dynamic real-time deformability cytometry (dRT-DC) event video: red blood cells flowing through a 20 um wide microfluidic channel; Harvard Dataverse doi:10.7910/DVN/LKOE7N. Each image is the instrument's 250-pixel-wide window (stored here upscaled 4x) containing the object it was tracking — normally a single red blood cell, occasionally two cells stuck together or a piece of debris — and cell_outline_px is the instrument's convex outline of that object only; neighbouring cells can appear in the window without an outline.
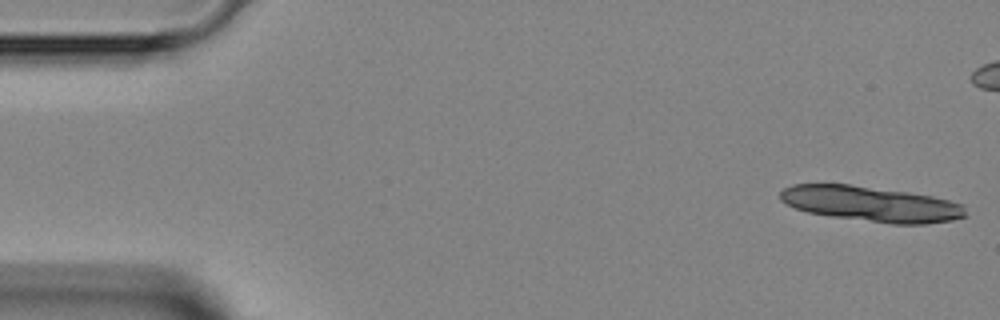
{"species": "Egyptian fruit bat (a non-hibernating species)", "species_latin": "Rousettus aegyptiacus", "temperature_condition": "room temperature", "stored_images_in_passage": 6, "camera_frame_rate_fps": 3000, "um_per_image_px": 0.085, "animal": {"sex": "female"}, "frame": {"image": 1, "passage_image": 1, "time_ms": 0.0, "image_size_px": [1000, 320], "cell_outline_px": [[968, 216], [952, 220], [924, 224], [892, 224], [832, 216], [808, 212], [796, 208], [780, 200], [780, 192], [784, 188], [792, 184], [848, 184], [908, 192], [932, 196], [964, 204]], "centroid_in_image_um": [74.08, 17.33], "position_along_channel_um": 10.9, "area_um2": 38.03}}
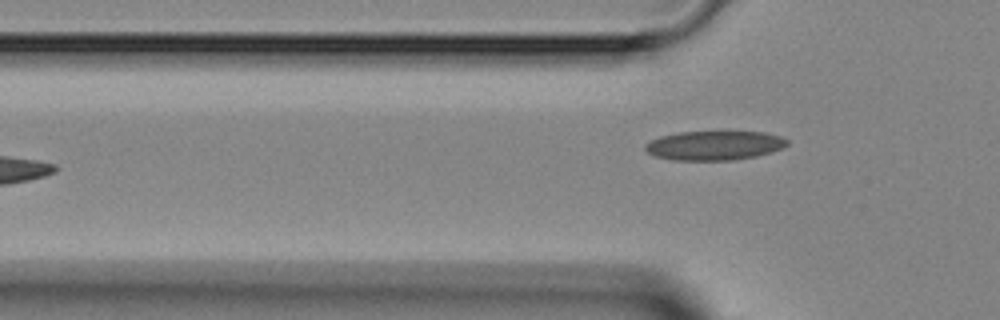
{"frame": {"image": 2, "passage_image": 6, "time_ms": 6.0, "image_size_px": [1000, 320], "cell_outline_px": [[788, 144], [784, 148], [772, 152], [756, 156], [736, 160], [672, 160], [656, 156], [648, 152], [644, 148], [644, 144], [660, 136], [680, 132], [764, 132], [780, 136], [788, 140]], "centroid_in_image_um": [60.74, 12.37], "position_along_channel_um": 65.1, "area_um2": 24.22}}